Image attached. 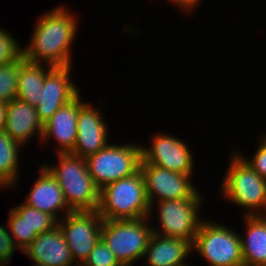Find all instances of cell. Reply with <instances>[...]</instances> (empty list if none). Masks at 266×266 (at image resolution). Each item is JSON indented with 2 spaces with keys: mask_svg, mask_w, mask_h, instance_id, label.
I'll use <instances>...</instances> for the list:
<instances>
[{
  "mask_svg": "<svg viewBox=\"0 0 266 266\" xmlns=\"http://www.w3.org/2000/svg\"><path fill=\"white\" fill-rule=\"evenodd\" d=\"M37 21L31 43L22 49L24 59L52 67L71 65V43L77 23L73 15L59 6L43 14Z\"/></svg>",
  "mask_w": 266,
  "mask_h": 266,
  "instance_id": "cell-1",
  "label": "cell"
},
{
  "mask_svg": "<svg viewBox=\"0 0 266 266\" xmlns=\"http://www.w3.org/2000/svg\"><path fill=\"white\" fill-rule=\"evenodd\" d=\"M97 211L104 220L150 217L152 209L141 170L102 188Z\"/></svg>",
  "mask_w": 266,
  "mask_h": 266,
  "instance_id": "cell-2",
  "label": "cell"
},
{
  "mask_svg": "<svg viewBox=\"0 0 266 266\" xmlns=\"http://www.w3.org/2000/svg\"><path fill=\"white\" fill-rule=\"evenodd\" d=\"M57 166H45L62 188L66 203L72 211L98 209L100 190L89 174L86 158L70 152H57Z\"/></svg>",
  "mask_w": 266,
  "mask_h": 266,
  "instance_id": "cell-3",
  "label": "cell"
},
{
  "mask_svg": "<svg viewBox=\"0 0 266 266\" xmlns=\"http://www.w3.org/2000/svg\"><path fill=\"white\" fill-rule=\"evenodd\" d=\"M148 218L103 219L101 239L122 266H132L143 257L153 233Z\"/></svg>",
  "mask_w": 266,
  "mask_h": 266,
  "instance_id": "cell-4",
  "label": "cell"
},
{
  "mask_svg": "<svg viewBox=\"0 0 266 266\" xmlns=\"http://www.w3.org/2000/svg\"><path fill=\"white\" fill-rule=\"evenodd\" d=\"M231 160L221 186L222 194L235 204L249 209L246 215H265L257 211L261 209L266 213V180L248 165L241 154H235Z\"/></svg>",
  "mask_w": 266,
  "mask_h": 266,
  "instance_id": "cell-5",
  "label": "cell"
},
{
  "mask_svg": "<svg viewBox=\"0 0 266 266\" xmlns=\"http://www.w3.org/2000/svg\"><path fill=\"white\" fill-rule=\"evenodd\" d=\"M141 147L135 144H108L86 158L88 171L97 188L101 190L140 169Z\"/></svg>",
  "mask_w": 266,
  "mask_h": 266,
  "instance_id": "cell-6",
  "label": "cell"
},
{
  "mask_svg": "<svg viewBox=\"0 0 266 266\" xmlns=\"http://www.w3.org/2000/svg\"><path fill=\"white\" fill-rule=\"evenodd\" d=\"M192 249L198 251L211 266H244L241 235L213 222H201Z\"/></svg>",
  "mask_w": 266,
  "mask_h": 266,
  "instance_id": "cell-7",
  "label": "cell"
},
{
  "mask_svg": "<svg viewBox=\"0 0 266 266\" xmlns=\"http://www.w3.org/2000/svg\"><path fill=\"white\" fill-rule=\"evenodd\" d=\"M65 218L58 226L76 266H82L101 238L103 218L97 210L72 211Z\"/></svg>",
  "mask_w": 266,
  "mask_h": 266,
  "instance_id": "cell-8",
  "label": "cell"
},
{
  "mask_svg": "<svg viewBox=\"0 0 266 266\" xmlns=\"http://www.w3.org/2000/svg\"><path fill=\"white\" fill-rule=\"evenodd\" d=\"M156 203L159 205L161 230L154 227L153 233L180 237L193 243L203 220L198 217L199 207H202V196L199 192L190 199L165 200Z\"/></svg>",
  "mask_w": 266,
  "mask_h": 266,
  "instance_id": "cell-9",
  "label": "cell"
},
{
  "mask_svg": "<svg viewBox=\"0 0 266 266\" xmlns=\"http://www.w3.org/2000/svg\"><path fill=\"white\" fill-rule=\"evenodd\" d=\"M140 170L144 176L150 208H153L156 196L158 202L181 200L190 199L198 192L191 181L192 174L176 173L152 164H140Z\"/></svg>",
  "mask_w": 266,
  "mask_h": 266,
  "instance_id": "cell-10",
  "label": "cell"
},
{
  "mask_svg": "<svg viewBox=\"0 0 266 266\" xmlns=\"http://www.w3.org/2000/svg\"><path fill=\"white\" fill-rule=\"evenodd\" d=\"M151 144L150 148L141 147L140 164H152L172 172L192 174L194 160L185 142L159 133L153 137Z\"/></svg>",
  "mask_w": 266,
  "mask_h": 266,
  "instance_id": "cell-11",
  "label": "cell"
},
{
  "mask_svg": "<svg viewBox=\"0 0 266 266\" xmlns=\"http://www.w3.org/2000/svg\"><path fill=\"white\" fill-rule=\"evenodd\" d=\"M40 101L35 106L39 120L44 124L60 107L79 94V89L70 79V66L48 67Z\"/></svg>",
  "mask_w": 266,
  "mask_h": 266,
  "instance_id": "cell-12",
  "label": "cell"
},
{
  "mask_svg": "<svg viewBox=\"0 0 266 266\" xmlns=\"http://www.w3.org/2000/svg\"><path fill=\"white\" fill-rule=\"evenodd\" d=\"M107 124L98 109L81 101L78 94V120L76 142L70 153L87 158L108 145Z\"/></svg>",
  "mask_w": 266,
  "mask_h": 266,
  "instance_id": "cell-13",
  "label": "cell"
},
{
  "mask_svg": "<svg viewBox=\"0 0 266 266\" xmlns=\"http://www.w3.org/2000/svg\"><path fill=\"white\" fill-rule=\"evenodd\" d=\"M8 227L14 242L23 251L39 234L51 231L58 226V220L45 212L25 203L9 212Z\"/></svg>",
  "mask_w": 266,
  "mask_h": 266,
  "instance_id": "cell-14",
  "label": "cell"
},
{
  "mask_svg": "<svg viewBox=\"0 0 266 266\" xmlns=\"http://www.w3.org/2000/svg\"><path fill=\"white\" fill-rule=\"evenodd\" d=\"M23 252L32 261L45 266H72L75 263L59 226L39 234Z\"/></svg>",
  "mask_w": 266,
  "mask_h": 266,
  "instance_id": "cell-15",
  "label": "cell"
},
{
  "mask_svg": "<svg viewBox=\"0 0 266 266\" xmlns=\"http://www.w3.org/2000/svg\"><path fill=\"white\" fill-rule=\"evenodd\" d=\"M24 203L54 216L58 221L56 215L60 209L65 210L66 215L72 212L65 201L61 186L45 165L40 168V176L34 182Z\"/></svg>",
  "mask_w": 266,
  "mask_h": 266,
  "instance_id": "cell-16",
  "label": "cell"
},
{
  "mask_svg": "<svg viewBox=\"0 0 266 266\" xmlns=\"http://www.w3.org/2000/svg\"><path fill=\"white\" fill-rule=\"evenodd\" d=\"M78 120V95L60 107L44 124L41 140L55 138L59 144L57 152H70L76 142Z\"/></svg>",
  "mask_w": 266,
  "mask_h": 266,
  "instance_id": "cell-17",
  "label": "cell"
},
{
  "mask_svg": "<svg viewBox=\"0 0 266 266\" xmlns=\"http://www.w3.org/2000/svg\"><path fill=\"white\" fill-rule=\"evenodd\" d=\"M191 251L192 242L186 239L152 233L143 256L148 266H187L184 261Z\"/></svg>",
  "mask_w": 266,
  "mask_h": 266,
  "instance_id": "cell-18",
  "label": "cell"
},
{
  "mask_svg": "<svg viewBox=\"0 0 266 266\" xmlns=\"http://www.w3.org/2000/svg\"><path fill=\"white\" fill-rule=\"evenodd\" d=\"M20 145L28 142L34 134L43 135V123L39 120L34 106L15 98L8 102L6 122L3 129Z\"/></svg>",
  "mask_w": 266,
  "mask_h": 266,
  "instance_id": "cell-19",
  "label": "cell"
},
{
  "mask_svg": "<svg viewBox=\"0 0 266 266\" xmlns=\"http://www.w3.org/2000/svg\"><path fill=\"white\" fill-rule=\"evenodd\" d=\"M245 238L241 236L244 266H266V215H246Z\"/></svg>",
  "mask_w": 266,
  "mask_h": 266,
  "instance_id": "cell-20",
  "label": "cell"
},
{
  "mask_svg": "<svg viewBox=\"0 0 266 266\" xmlns=\"http://www.w3.org/2000/svg\"><path fill=\"white\" fill-rule=\"evenodd\" d=\"M17 82V99L31 106L40 101L45 75L48 72L44 65L23 59L19 64Z\"/></svg>",
  "mask_w": 266,
  "mask_h": 266,
  "instance_id": "cell-21",
  "label": "cell"
},
{
  "mask_svg": "<svg viewBox=\"0 0 266 266\" xmlns=\"http://www.w3.org/2000/svg\"><path fill=\"white\" fill-rule=\"evenodd\" d=\"M21 145L4 130L0 131V187L15 185L18 175Z\"/></svg>",
  "mask_w": 266,
  "mask_h": 266,
  "instance_id": "cell-22",
  "label": "cell"
},
{
  "mask_svg": "<svg viewBox=\"0 0 266 266\" xmlns=\"http://www.w3.org/2000/svg\"><path fill=\"white\" fill-rule=\"evenodd\" d=\"M24 59L21 54L15 61L0 65V102H10L17 97L18 69Z\"/></svg>",
  "mask_w": 266,
  "mask_h": 266,
  "instance_id": "cell-23",
  "label": "cell"
},
{
  "mask_svg": "<svg viewBox=\"0 0 266 266\" xmlns=\"http://www.w3.org/2000/svg\"><path fill=\"white\" fill-rule=\"evenodd\" d=\"M82 266H122L100 238Z\"/></svg>",
  "mask_w": 266,
  "mask_h": 266,
  "instance_id": "cell-24",
  "label": "cell"
},
{
  "mask_svg": "<svg viewBox=\"0 0 266 266\" xmlns=\"http://www.w3.org/2000/svg\"><path fill=\"white\" fill-rule=\"evenodd\" d=\"M21 54L16 39L0 28V65L15 61Z\"/></svg>",
  "mask_w": 266,
  "mask_h": 266,
  "instance_id": "cell-25",
  "label": "cell"
},
{
  "mask_svg": "<svg viewBox=\"0 0 266 266\" xmlns=\"http://www.w3.org/2000/svg\"><path fill=\"white\" fill-rule=\"evenodd\" d=\"M14 249H20L10 235L9 229L0 226V258L7 264L13 256Z\"/></svg>",
  "mask_w": 266,
  "mask_h": 266,
  "instance_id": "cell-26",
  "label": "cell"
},
{
  "mask_svg": "<svg viewBox=\"0 0 266 266\" xmlns=\"http://www.w3.org/2000/svg\"><path fill=\"white\" fill-rule=\"evenodd\" d=\"M260 142L261 144L258 146L252 159H243L254 169L256 173L266 180V142L263 140Z\"/></svg>",
  "mask_w": 266,
  "mask_h": 266,
  "instance_id": "cell-27",
  "label": "cell"
},
{
  "mask_svg": "<svg viewBox=\"0 0 266 266\" xmlns=\"http://www.w3.org/2000/svg\"><path fill=\"white\" fill-rule=\"evenodd\" d=\"M173 3L175 2V4L178 7L181 8H185V11H193V9H195L197 7L196 4H199L201 2V0H171Z\"/></svg>",
  "mask_w": 266,
  "mask_h": 266,
  "instance_id": "cell-28",
  "label": "cell"
},
{
  "mask_svg": "<svg viewBox=\"0 0 266 266\" xmlns=\"http://www.w3.org/2000/svg\"><path fill=\"white\" fill-rule=\"evenodd\" d=\"M8 103L0 102V131L4 129L6 122Z\"/></svg>",
  "mask_w": 266,
  "mask_h": 266,
  "instance_id": "cell-29",
  "label": "cell"
},
{
  "mask_svg": "<svg viewBox=\"0 0 266 266\" xmlns=\"http://www.w3.org/2000/svg\"><path fill=\"white\" fill-rule=\"evenodd\" d=\"M6 263L0 258V266H5Z\"/></svg>",
  "mask_w": 266,
  "mask_h": 266,
  "instance_id": "cell-30",
  "label": "cell"
},
{
  "mask_svg": "<svg viewBox=\"0 0 266 266\" xmlns=\"http://www.w3.org/2000/svg\"><path fill=\"white\" fill-rule=\"evenodd\" d=\"M34 263H35L34 266H45V265H43L41 263H37V262H34Z\"/></svg>",
  "mask_w": 266,
  "mask_h": 266,
  "instance_id": "cell-31",
  "label": "cell"
},
{
  "mask_svg": "<svg viewBox=\"0 0 266 266\" xmlns=\"http://www.w3.org/2000/svg\"><path fill=\"white\" fill-rule=\"evenodd\" d=\"M261 140H263L264 142H266V134H265V136L263 137V139H261Z\"/></svg>",
  "mask_w": 266,
  "mask_h": 266,
  "instance_id": "cell-32",
  "label": "cell"
}]
</instances>
